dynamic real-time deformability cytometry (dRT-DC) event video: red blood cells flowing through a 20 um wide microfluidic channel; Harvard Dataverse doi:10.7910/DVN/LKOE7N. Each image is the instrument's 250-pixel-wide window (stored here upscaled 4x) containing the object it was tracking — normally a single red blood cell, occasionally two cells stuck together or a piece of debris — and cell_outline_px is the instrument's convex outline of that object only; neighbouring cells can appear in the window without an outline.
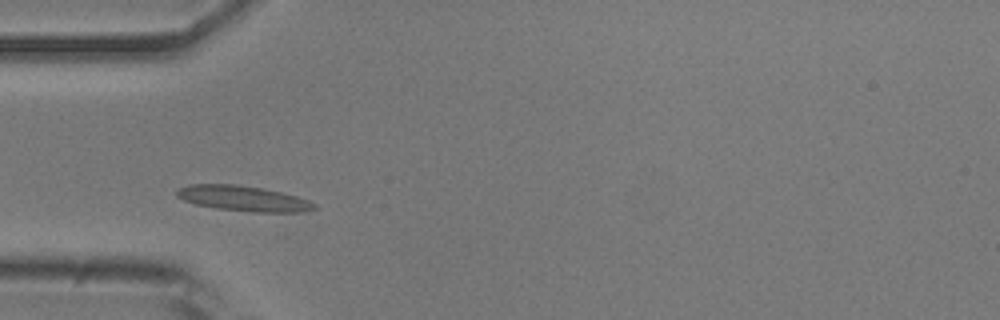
{"species": "common noctule bat (a hibernating species)", "species_latin": "Nyctalus noctula", "temperature_condition": "room temperature", "stored_images_in_passage": 39, "camera_frame_rate_fps": 3000, "um_per_image_px": 0.085, "animal": {"sex": "male", "body_mass_g": 20.5, "forearm_length_mm": 52.5}, "frame": {"image": 1, "passage_image": 1, "time_ms": 0.0, "image_size_px": [1000, 320], "cell_outline_px": [[316, 208], [300, 212], [252, 212], [216, 208], [196, 204], [184, 200], [176, 196], [176, 188], [188, 184], [236, 184], [264, 188], [296, 196], [308, 200], [316, 204]], "centroid_in_image_um": [20.64, 16.86], "position_along_channel_um": 64.4, "area_um2": 20.35}}
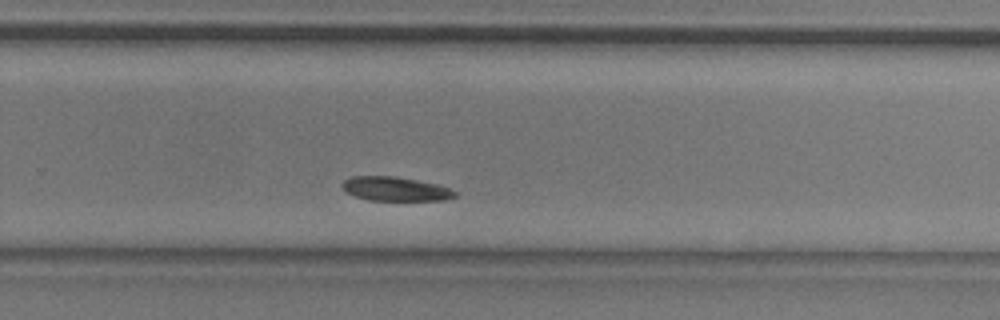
{"frame": {"image": 2, "passage_image": 20, "time_ms": 6.333, "image_size_px": [1000, 320], "cell_outline_px": [[456, 196], [444, 200], [368, 200], [356, 196], [348, 192], [340, 184], [344, 180], [352, 176], [396, 176], [440, 184], [452, 188], [456, 192]], "centroid_in_image_um": [33.66, 16.04], "position_along_channel_um": 296.1, "area_um2": 15.9}}
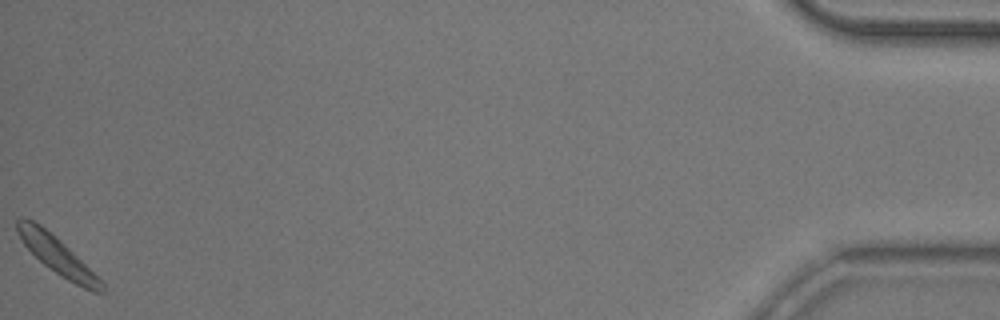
{"frame": {"image": 3, "passage_image": 39, "time_ms": 12.667, "image_size_px": [1000, 320], "cell_outline_px": [[104, 292], [92, 292], [60, 276], [44, 264], [24, 244], [16, 228], [16, 220], [20, 216], [32, 220], [40, 224], [64, 244], [104, 284]], "centroid_in_image_um": [4.82, 21.69], "position_along_channel_um": 430.4, "area_um2": 17.63}, "authors_computed_cell_mechanics": {"area_um2": 17.1088, "velocity_mm_per_s": 3.6724, "shape_relaxation_time_tau1_ms": 2.8882, "shape_relaxation_time_tau2_ms": null, "deformation_change_tau1": 0.0973, "deformation_change_tau2": null}}